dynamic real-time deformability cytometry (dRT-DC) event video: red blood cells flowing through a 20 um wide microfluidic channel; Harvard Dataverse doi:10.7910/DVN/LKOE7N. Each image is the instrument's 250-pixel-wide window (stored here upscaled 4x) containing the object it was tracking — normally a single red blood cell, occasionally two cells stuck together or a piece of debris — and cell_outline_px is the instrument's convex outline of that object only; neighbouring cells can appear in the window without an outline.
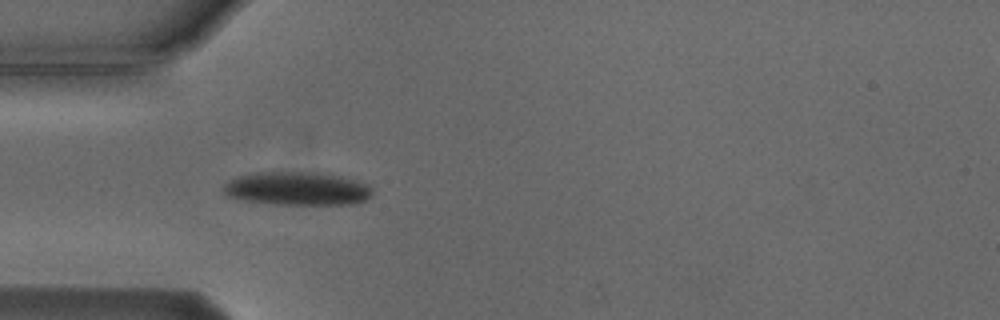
{"species": "Egyptian fruit bat (a non-hibernating species)", "species_latin": "Rousettus aegyptiacus", "temperature_condition": "cold", "stored_images_in_passage": 5, "camera_frame_rate_fps": 3000, "um_per_image_px": 0.085, "animal": {"sex": "male"}, "frame": {"image": 1, "passage_image": 4, "time_ms": 3.667, "image_size_px": [1000, 320], "cell_outline_px": [[372, 196], [368, 200], [356, 204], [276, 204], [244, 200], [224, 196], [224, 184], [228, 180], [236, 176], [256, 172], [328, 172], [368, 184], [372, 188]], "centroid_in_image_um": [25.29, 16.02], "position_along_channel_um": 59.7, "area_um2": 29.48}}
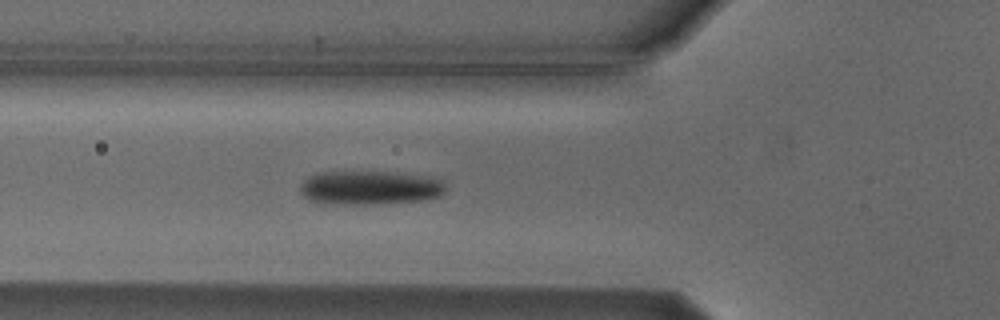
{"frame": {"image": 2, "passage_image": 5, "time_ms": 4.667, "image_size_px": [1000, 320], "cell_outline_px": [[448, 188], [440, 196], [428, 200], [388, 204], [320, 204], [308, 200], [300, 192], [300, 184], [304, 180], [320, 172], [396, 172], [424, 176], [444, 180]], "centroid_in_image_um": [31.49, 15.98], "position_along_channel_um": 94.3, "area_um2": 29.42}}